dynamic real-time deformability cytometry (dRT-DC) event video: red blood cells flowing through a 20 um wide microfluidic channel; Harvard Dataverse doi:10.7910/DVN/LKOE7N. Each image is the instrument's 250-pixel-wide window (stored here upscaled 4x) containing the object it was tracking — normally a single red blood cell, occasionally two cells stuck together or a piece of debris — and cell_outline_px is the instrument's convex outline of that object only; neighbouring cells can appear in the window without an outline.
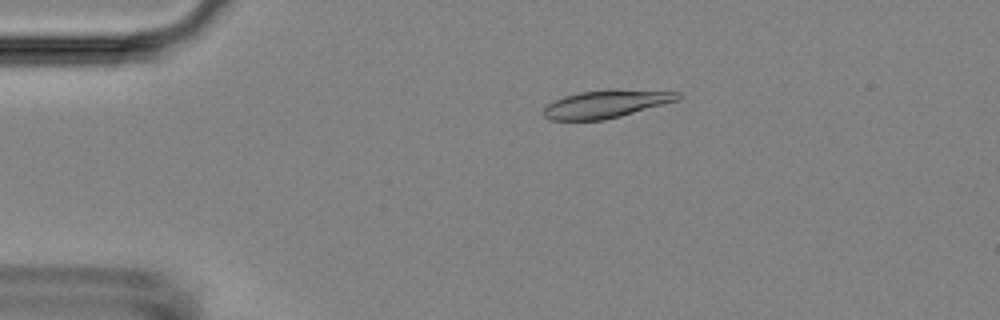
{"species": "Egyptian fruit bat (a non-hibernating species)", "species_latin": "Rousettus aegyptiacus", "temperature_condition": "room temperature", "stored_images_in_passage": 54, "camera_frame_rate_fps": 3000, "um_per_image_px": 0.085, "animal": {"sex": "female"}, "frame": {"image": 1, "passage_image": 11, "time_ms": 3.333, "image_size_px": [1000, 320], "cell_outline_px": [[684, 96], [680, 100], [620, 116], [604, 120], [548, 120], [544, 116], [544, 108], [548, 104], [564, 96], [580, 92], [608, 88], [616, 88], [680, 92]], "centroid_in_image_um": [51.58, 8.81], "position_along_channel_um": 33.4, "area_um2": 22.14}}
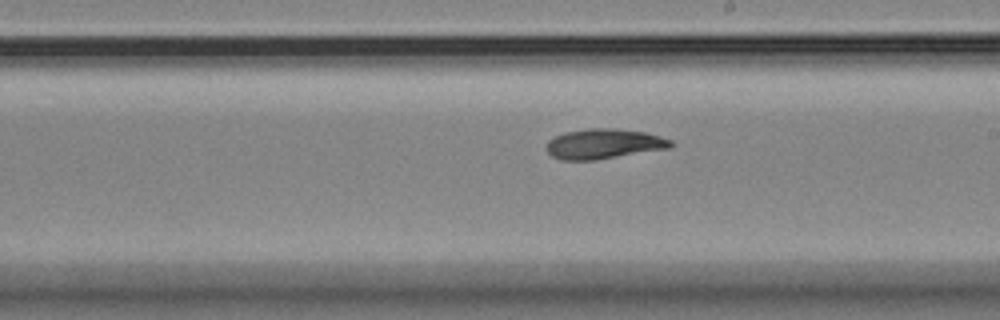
{"frame": {"image": 2, "passage_image": 31, "time_ms": 10.0, "image_size_px": [1000, 320], "cell_outline_px": [[676, 144], [672, 148], [596, 160], [560, 160], [552, 156], [548, 152], [548, 140], [564, 132], [588, 128], [616, 128], [644, 132], [660, 136], [672, 140]], "centroid_in_image_um": [51.38, 12.23], "position_along_channel_um": 237.6, "area_um2": 21.96}}
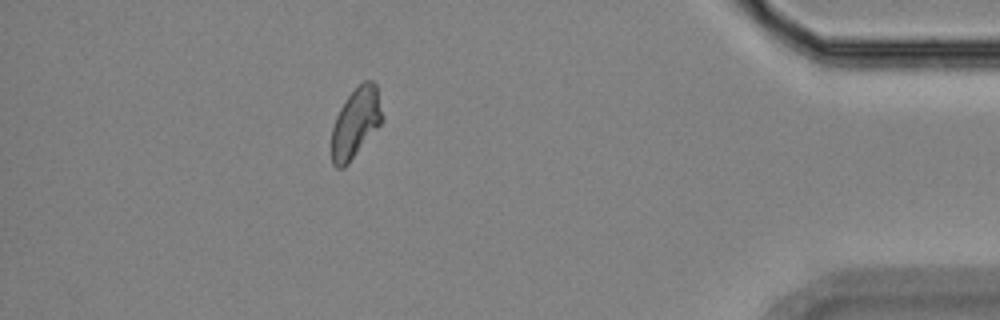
{"frame": {"image": 3, "passage_image": 48, "time_ms": 15.667, "image_size_px": [1000, 320], "cell_outline_px": [[384, 120], [344, 168], [336, 168], [332, 164], [332, 128], [336, 116], [340, 108], [348, 96], [364, 80], [372, 80], [376, 84], [384, 116]], "centroid_in_image_um": [30.25, 10.43], "position_along_channel_um": 405.0, "area_um2": 20.52}, "authors_computed_cell_mechanics": {"area_um2": 21.2993, "velocity_mm_per_s": 3.7068, "shape_relaxation_time_tau1_ms": 5.3319, "shape_relaxation_time_tau2_ms": 8.6512, "deformation_change_tau1": 0.1426, "deformation_change_tau2": 0.1415}}